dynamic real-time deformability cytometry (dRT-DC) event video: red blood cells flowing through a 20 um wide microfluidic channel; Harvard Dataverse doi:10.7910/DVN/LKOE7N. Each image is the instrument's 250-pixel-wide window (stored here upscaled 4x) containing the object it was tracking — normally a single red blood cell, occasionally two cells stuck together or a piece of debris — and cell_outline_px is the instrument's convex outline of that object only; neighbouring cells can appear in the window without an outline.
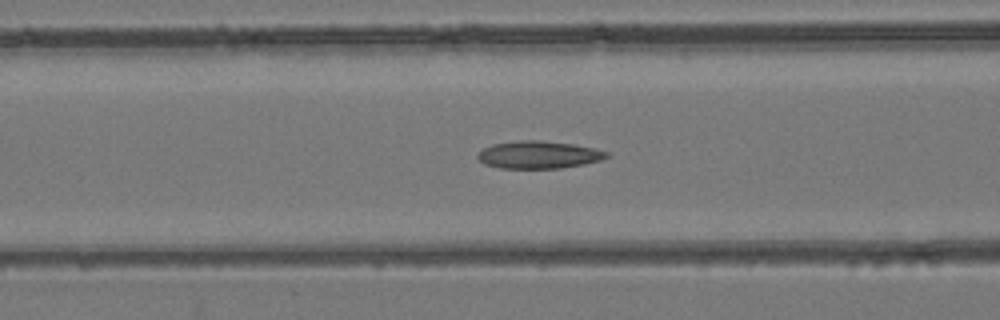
{"species": "common noctule bat (a hibernating species)", "species_latin": "Nyctalus noctula", "temperature_condition": "room temperature", "stored_images_in_passage": 49, "camera_frame_rate_fps": 3000, "um_per_image_px": 0.085, "animal": {"sex": "female", "body_mass_g": 24.6, "forearm_length_mm": 56.2}, "frame": {"image": 1, "passage_image": 20, "time_ms": 6.333, "image_size_px": [1000, 320], "cell_outline_px": [[608, 156], [600, 160], [584, 164], [560, 168], [500, 168], [484, 164], [476, 156], [484, 148], [492, 144], [520, 140], [540, 140], [572, 144], [596, 148], [608, 152]], "centroid_in_image_um": [45.78, 13.15], "position_along_channel_um": 120.8, "area_um2": 20.58}}
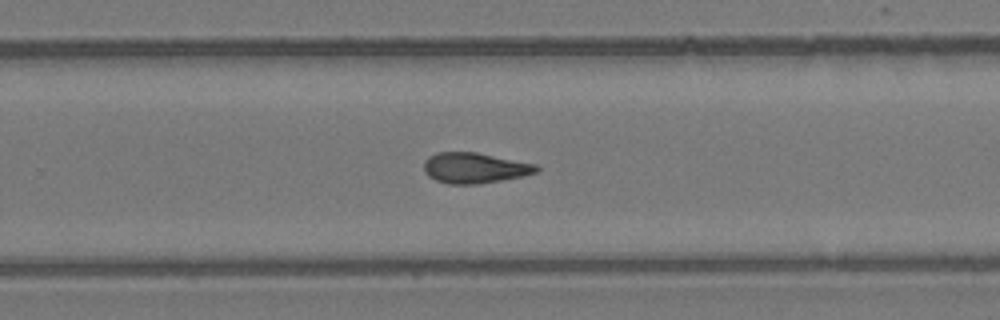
{"frame": {"image": 2, "passage_image": 32, "time_ms": 10.333, "image_size_px": [1000, 320], "cell_outline_px": [[540, 168], [536, 172], [520, 176], [500, 180], [476, 184], [448, 184], [436, 180], [428, 176], [424, 172], [424, 160], [428, 156], [436, 152], [476, 152], [536, 164]], "centroid_in_image_um": [40.29, 14.26], "position_along_channel_um": 289.5, "area_um2": 19.94}}
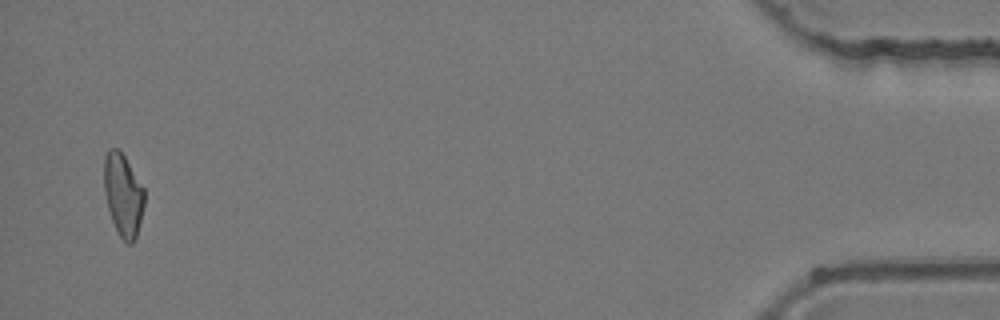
{"frame": {"image": 3, "passage_image": 48, "time_ms": 15.667, "image_size_px": [1000, 320], "cell_outline_px": [[144, 204], [136, 236], [132, 244], [128, 244], [120, 236], [112, 220], [108, 208], [104, 192], [104, 156], [108, 148], [120, 148], [144, 188]], "centroid_in_image_um": [10.45, 16.51], "position_along_channel_um": 424.8, "area_um2": 19.36}}